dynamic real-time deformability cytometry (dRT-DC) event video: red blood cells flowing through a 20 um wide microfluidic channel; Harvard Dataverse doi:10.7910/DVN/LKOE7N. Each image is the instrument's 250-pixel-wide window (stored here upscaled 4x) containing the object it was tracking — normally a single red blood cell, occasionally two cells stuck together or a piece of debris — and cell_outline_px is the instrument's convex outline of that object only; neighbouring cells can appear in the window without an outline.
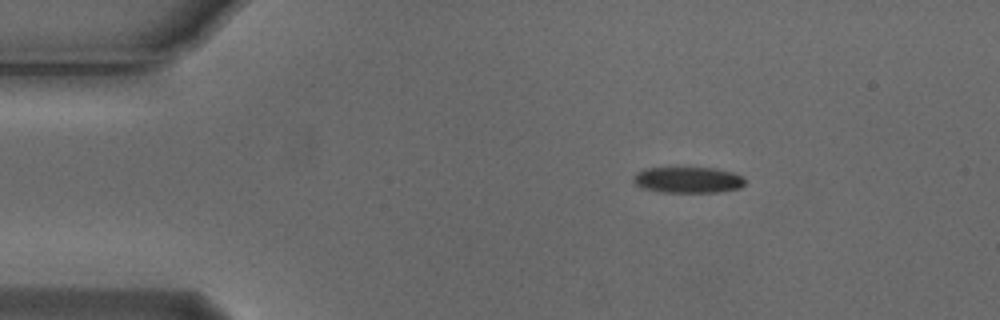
{"species": "Egyptian fruit bat (a non-hibernating species)", "species_latin": "Rousettus aegyptiacus", "temperature_condition": "cold", "stored_images_in_passage": 46, "camera_frame_rate_fps": 3000, "um_per_image_px": 0.085, "animal": {"sex": "male"}, "frame": {"image": 1, "passage_image": 1, "time_ms": 0.0, "image_size_px": [1000, 320], "cell_outline_px": [[744, 184], [740, 188], [720, 192], [660, 192], [644, 188], [636, 184], [632, 180], [632, 176], [644, 168], [716, 168], [732, 172], [744, 176]], "centroid_in_image_um": [58.49, 15.29], "position_along_channel_um": 26.5, "area_um2": 16.99}}
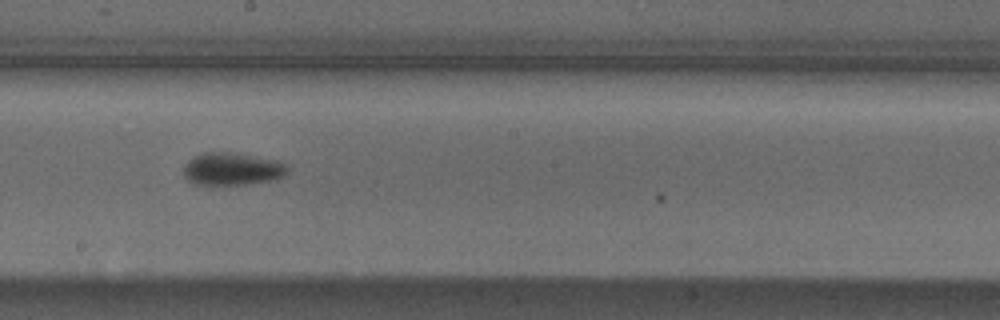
{"frame": {"image": 2, "passage_image": 22, "time_ms": 7.0, "image_size_px": [1000, 320], "cell_outline_px": [[288, 172], [284, 176], [276, 180], [244, 184], [208, 188], [192, 184], [184, 176], [184, 164], [188, 160], [204, 152], [236, 152], [276, 160], [284, 164], [288, 168]], "centroid_in_image_um": [19.69, 14.4], "position_along_channel_um": 228.5, "area_um2": 20.58}}
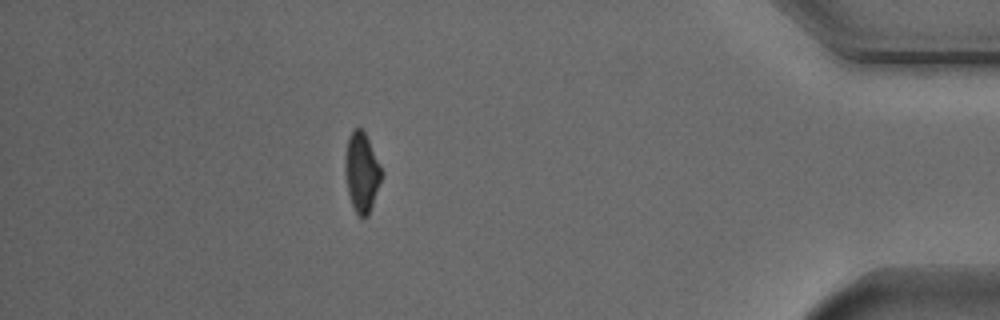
{"frame": {"image": 3, "passage_image": 40, "time_ms": 13.0, "image_size_px": [1000, 320], "cell_outline_px": [[384, 172], [368, 216], [360, 216], [356, 212], [352, 204], [348, 192], [344, 172], [344, 156], [348, 136], [356, 128], [360, 128], [364, 132]], "centroid_in_image_um": [30.73, 14.62], "position_along_channel_um": 404.5, "area_um2": 16.82}, "authors_computed_cell_mechanics": {"area_um2": 18.1781, "velocity_mm_per_s": 3.7637, "shape_relaxation_time_tau1_ms": 2.4777, "shape_relaxation_time_tau2_ms": null, "deformation_change_tau1": 0.114, "deformation_change_tau2": null}}